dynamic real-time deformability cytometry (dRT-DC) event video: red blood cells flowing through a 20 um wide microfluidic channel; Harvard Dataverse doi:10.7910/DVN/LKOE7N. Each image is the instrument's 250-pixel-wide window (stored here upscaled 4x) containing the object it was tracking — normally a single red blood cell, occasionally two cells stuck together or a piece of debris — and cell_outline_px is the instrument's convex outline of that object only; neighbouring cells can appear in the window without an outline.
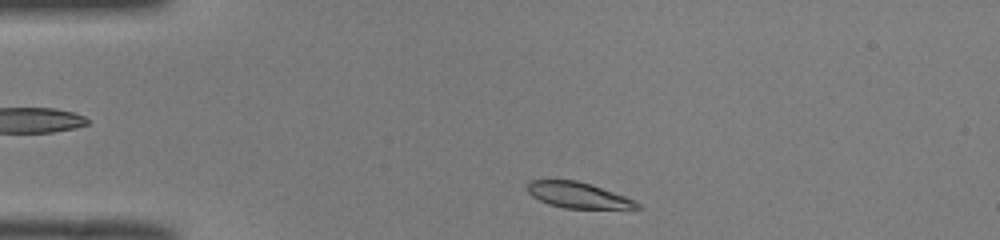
{"species": "common noctule bat (a hibernating species)", "species_latin": "Nyctalus noctula", "temperature_condition": "room temperature", "stored_images_in_passage": 32, "camera_frame_rate_fps": 3000, "um_per_image_px": 0.085, "animal": {"sex": "male", "body_mass_g": 19.0, "forearm_length_mm": 50.8}, "frame": {"image": 1, "passage_image": 2, "time_ms": 0.333, "image_size_px": [1000, 240], "cell_outline_px": [[644, 208], [564, 208], [548, 204], [532, 196], [528, 192], [528, 184], [532, 180], [576, 180], [592, 184], [636, 200]], "centroid_in_image_um": [49.17, 16.59], "position_along_channel_um": 35.8, "area_um2": 16.42}}
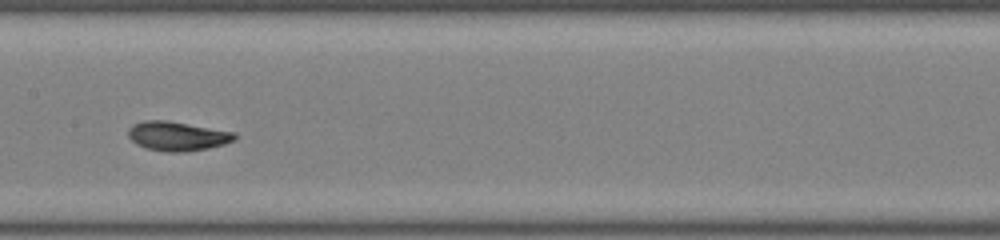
{"frame": {"image": 2, "passage_image": 17, "time_ms": 5.333, "image_size_px": [1000, 240], "cell_outline_px": [[236, 140], [224, 144], [208, 148], [184, 152], [168, 152], [144, 148], [136, 144], [128, 136], [128, 128], [132, 124], [144, 120], [168, 120], [236, 132]], "centroid_in_image_um": [15.06, 11.56], "position_along_channel_um": 192.3, "area_um2": 18.38}}
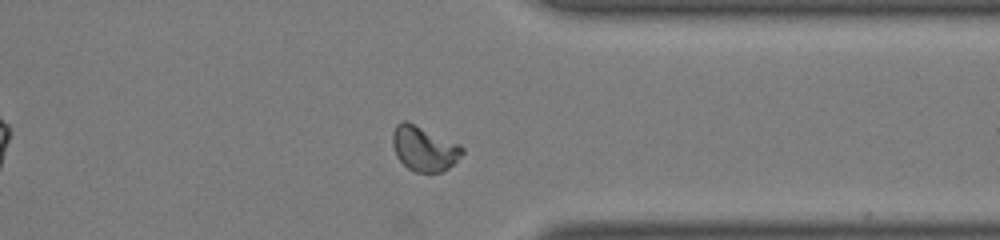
{"frame": {"image": 3, "passage_image": 31, "time_ms": 10.0, "image_size_px": [1000, 240], "cell_outline_px": [[464, 152], [444, 172], [416, 172], [408, 168], [396, 156], [392, 144], [392, 132], [396, 124], [400, 120], [408, 120], [460, 144], [464, 148]], "centroid_in_image_um": [36.02, 12.59], "position_along_channel_um": 375.4, "area_um2": 18.44}}